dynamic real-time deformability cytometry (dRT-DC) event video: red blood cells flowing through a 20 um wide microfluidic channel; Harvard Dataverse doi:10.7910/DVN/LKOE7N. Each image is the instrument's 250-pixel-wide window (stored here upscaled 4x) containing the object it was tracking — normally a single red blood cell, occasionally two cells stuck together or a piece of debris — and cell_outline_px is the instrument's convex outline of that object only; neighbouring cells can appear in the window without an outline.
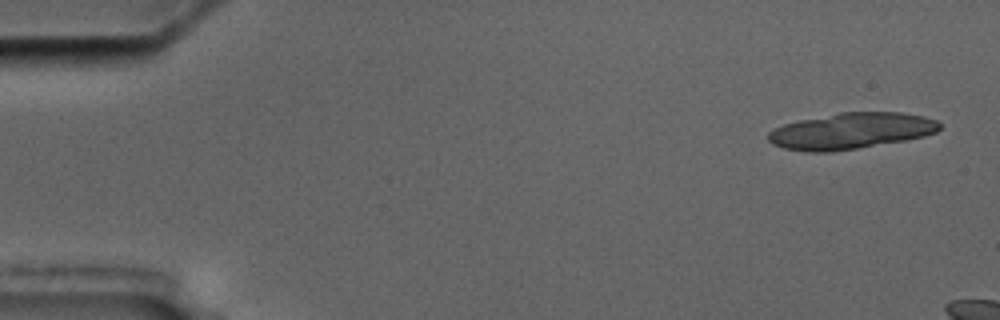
{"species": "common noctule bat (a hibernating species)", "species_latin": "Nyctalus noctula", "temperature_condition": "cold", "stored_images_in_passage": 4, "camera_frame_rate_fps": 3000, "um_per_image_px": 0.085, "animal": {"sex": "male", "body_mass_g": 17.5, "forearm_length_mm": 52.3}, "frame": {"image": 1, "passage_image": 1, "time_ms": 0.0, "image_size_px": [1000, 320], "cell_outline_px": [[940, 128], [936, 132], [924, 136], [904, 140], [856, 148], [828, 152], [808, 152], [784, 148], [772, 144], [768, 140], [768, 132], [784, 124], [800, 120], [840, 112], [900, 112], [924, 116], [936, 120], [940, 124]], "centroid_in_image_um": [72.33, 11.12], "position_along_channel_um": 12.7, "area_um2": 35.84}}